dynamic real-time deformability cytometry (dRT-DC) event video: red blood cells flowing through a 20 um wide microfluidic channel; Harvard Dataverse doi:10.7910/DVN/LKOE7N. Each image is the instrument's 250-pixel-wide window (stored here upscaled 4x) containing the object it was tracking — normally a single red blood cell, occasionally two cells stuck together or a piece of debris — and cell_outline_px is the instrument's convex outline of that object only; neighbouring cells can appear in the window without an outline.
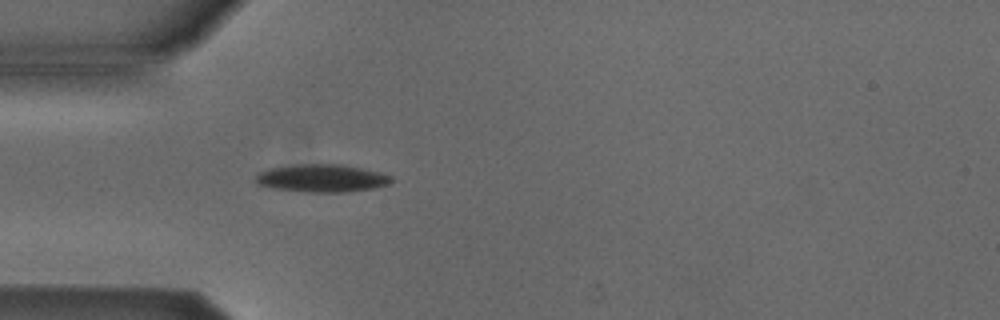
{"species": "Egyptian fruit bat (a non-hibernating species)", "species_latin": "Rousettus aegyptiacus", "temperature_condition": "cold", "stored_images_in_passage": 27, "camera_frame_rate_fps": 3000, "um_per_image_px": 0.085, "animal": {"sex": "male"}, "frame": {"image": 1, "passage_image": 2, "time_ms": 0.333, "image_size_px": [1000, 320], "cell_outline_px": [[392, 180], [388, 184], [372, 188], [344, 192], [308, 192], [276, 188], [260, 184], [256, 180], [256, 176], [260, 172], [272, 168], [292, 164], [344, 164], [364, 168], [380, 172], [392, 176]], "centroid_in_image_um": [27.41, 15.13], "position_along_channel_um": 57.6, "area_um2": 21.73}}
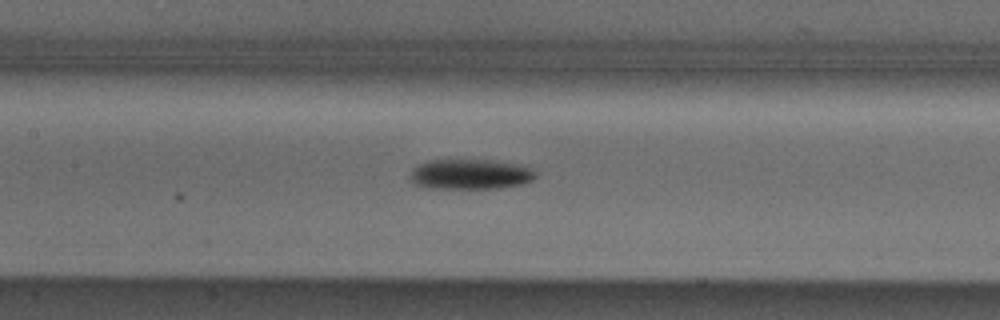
{"frame": {"image": 2, "passage_image": 11, "time_ms": 3.333, "image_size_px": [1000, 320], "cell_outline_px": [[536, 176], [532, 180], [520, 184], [496, 188], [428, 188], [412, 184], [408, 176], [412, 168], [428, 160], [488, 160], [512, 164], [528, 168], [536, 172]], "centroid_in_image_um": [39.86, 14.82], "position_along_channel_um": 167.5, "area_um2": 21.85}}
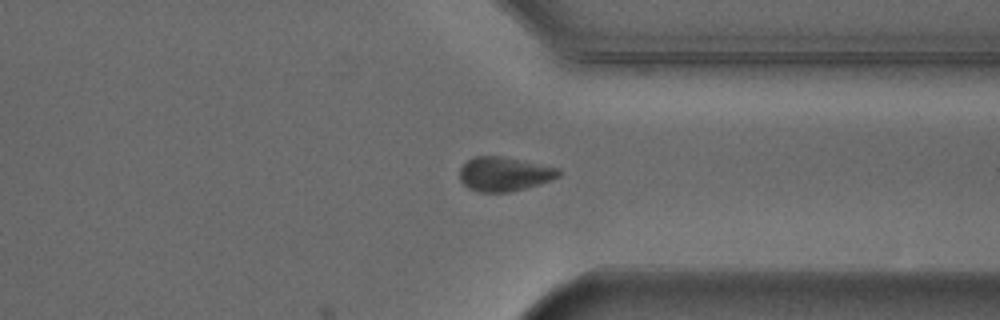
{"frame": {"image": 3, "passage_image": 27, "time_ms": 8.667, "image_size_px": [1000, 320], "cell_outline_px": [[564, 172], [560, 176], [552, 180], [540, 184], [508, 192], [480, 192], [468, 188], [460, 180], [460, 168], [472, 156], [500, 156], [560, 168]], "centroid_in_image_um": [42.89, 14.79], "position_along_channel_um": 368.5, "area_um2": 19.77}, "authors_computed_cell_mechanics": {"area_um2": 21.4438, "velocity_mm_per_s": 3.787, "shape_relaxation_time_tau1_ms": 2.0803, "shape_relaxation_time_tau2_ms": null, "deformation_change_tau1": 0.1012, "deformation_change_tau2": null}}